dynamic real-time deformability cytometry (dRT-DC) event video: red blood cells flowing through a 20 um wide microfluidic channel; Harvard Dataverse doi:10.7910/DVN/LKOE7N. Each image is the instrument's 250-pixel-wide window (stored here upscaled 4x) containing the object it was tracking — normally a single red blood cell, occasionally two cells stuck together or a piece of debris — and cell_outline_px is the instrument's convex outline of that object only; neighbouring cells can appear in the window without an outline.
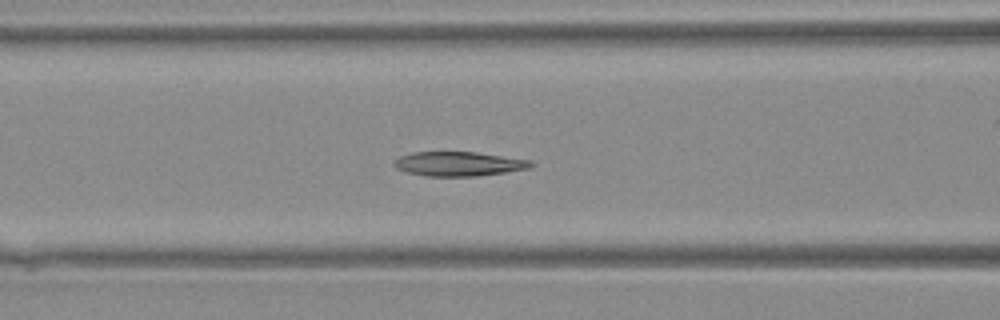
{"species": "Egyptian fruit bat (a non-hibernating species)", "species_latin": "Rousettus aegyptiacus", "temperature_condition": "warm", "stored_images_in_passage": 44, "camera_frame_rate_fps": 3000, "um_per_image_px": 0.085, "animal": {"sex": "female"}, "frame": {"image": 1, "passage_image": 19, "time_ms": 6.0, "image_size_px": [1000, 320], "cell_outline_px": [[532, 164], [528, 168], [504, 172], [476, 176], [424, 176], [408, 172], [396, 168], [392, 164], [400, 156], [412, 152], [476, 152], [532, 160]], "centroid_in_image_um": [38.96, 13.92], "position_along_channel_um": 127.6, "area_um2": 19.25}}
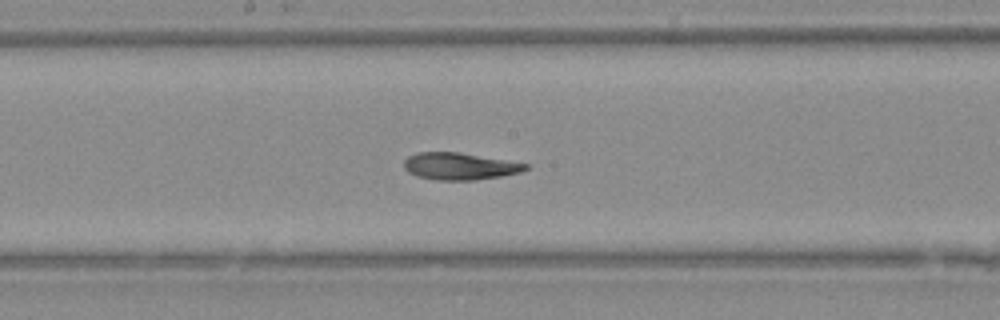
{"frame": {"image": 2, "passage_image": 24, "time_ms": 7.667, "image_size_px": [1000, 320], "cell_outline_px": [[528, 168], [520, 172], [504, 176], [476, 180], [436, 180], [416, 176], [408, 172], [404, 168], [404, 160], [408, 156], [420, 152], [460, 152], [528, 164]], "centroid_in_image_um": [39.06, 14.14], "position_along_channel_um": 209.1, "area_um2": 19.19}}
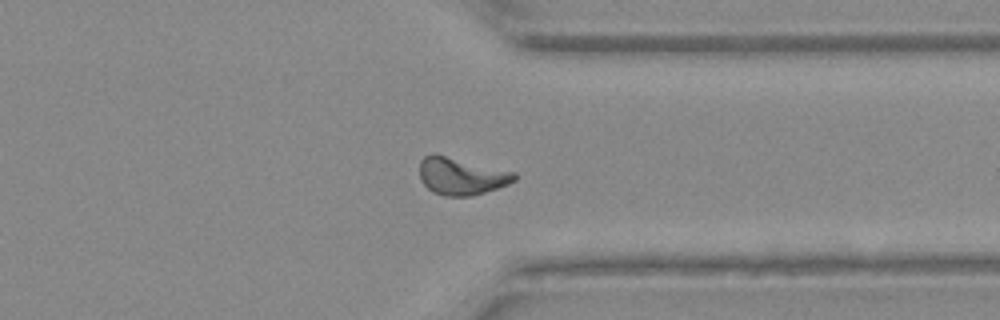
{"frame": {"image": 3, "passage_image": 34, "time_ms": 11.0, "image_size_px": [1000, 320], "cell_outline_px": [[516, 180], [508, 184], [472, 196], [444, 196], [432, 192], [420, 180], [420, 160], [424, 156], [432, 152], [436, 152], [516, 172]], "centroid_in_image_um": [39.19, 14.94], "position_along_channel_um": 372.2, "area_um2": 21.04}}